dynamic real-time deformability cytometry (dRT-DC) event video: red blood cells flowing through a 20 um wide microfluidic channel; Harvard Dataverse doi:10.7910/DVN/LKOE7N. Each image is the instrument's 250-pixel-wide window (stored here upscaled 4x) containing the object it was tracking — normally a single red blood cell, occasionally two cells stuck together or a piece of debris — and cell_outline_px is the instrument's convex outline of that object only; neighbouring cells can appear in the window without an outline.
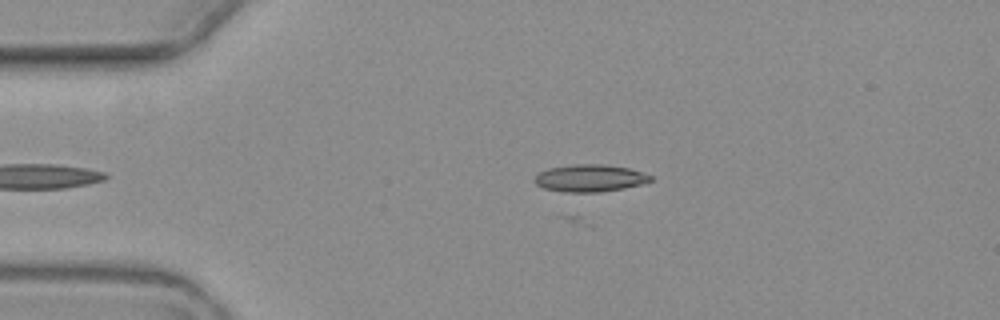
{"species": "common noctule bat (a hibernating species)", "species_latin": "Nyctalus noctula", "temperature_condition": "warm", "stored_images_in_passage": 2, "camera_frame_rate_fps": 3000, "um_per_image_px": 0.085, "animal": {"sex": "female", "body_mass_g": 19.3, "forearm_length_mm": 54.1}, "frame": {"image": 1, "passage_image": 1, "time_ms": 0.0, "image_size_px": [1000, 320], "cell_outline_px": [[652, 180], [640, 184], [624, 188], [600, 192], [564, 192], [544, 188], [536, 184], [532, 180], [540, 172], [548, 168], [572, 164], [604, 164], [628, 168], [652, 176]], "centroid_in_image_um": [50.1, 15.14], "position_along_channel_um": 34.9, "area_um2": 18.32}}